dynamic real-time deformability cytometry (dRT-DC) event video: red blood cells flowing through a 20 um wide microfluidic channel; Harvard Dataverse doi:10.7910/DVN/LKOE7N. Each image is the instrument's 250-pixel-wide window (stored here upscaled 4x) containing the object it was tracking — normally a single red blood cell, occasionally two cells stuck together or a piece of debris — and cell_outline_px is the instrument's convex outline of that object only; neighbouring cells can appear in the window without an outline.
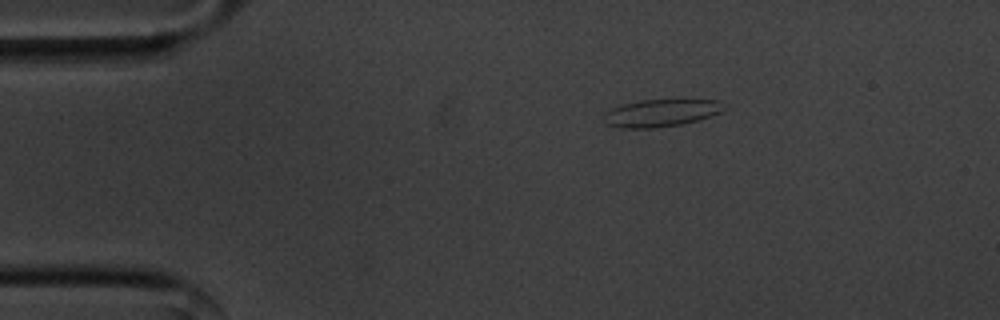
{"species": "common noctule bat (a hibernating species)", "species_latin": "Nyctalus noctula", "temperature_condition": "cold", "stored_images_in_passage": 47, "camera_frame_rate_fps": 3000, "um_per_image_px": 0.085, "animal": {"sex": "male", "body_mass_g": 20.1, "forearm_length_mm": 53.5}, "frame": {"image": 1, "passage_image": 1, "time_ms": 0.0, "image_size_px": [1000, 320], "cell_outline_px": [[728, 108], [712, 116], [700, 120], [680, 124], [656, 128], [620, 128], [604, 124], [604, 112], [612, 108], [624, 104], [640, 100], [716, 100]], "centroid_in_image_um": [56.17, 9.61], "position_along_channel_um": 28.8, "area_um2": 19.25}}
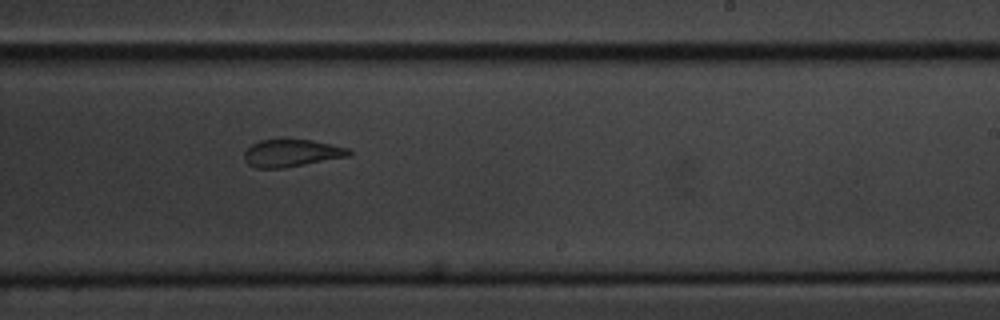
{"frame": {"image": 2, "passage_image": 25, "time_ms": 8.0, "image_size_px": [1000, 320], "cell_outline_px": [[352, 152], [348, 156], [284, 168], [256, 168], [248, 164], [244, 160], [244, 152], [252, 144], [260, 140], [284, 136], [312, 140], [348, 148]], "centroid_in_image_um": [24.73, 12.97], "position_along_channel_um": 264.3, "area_um2": 17.22}}
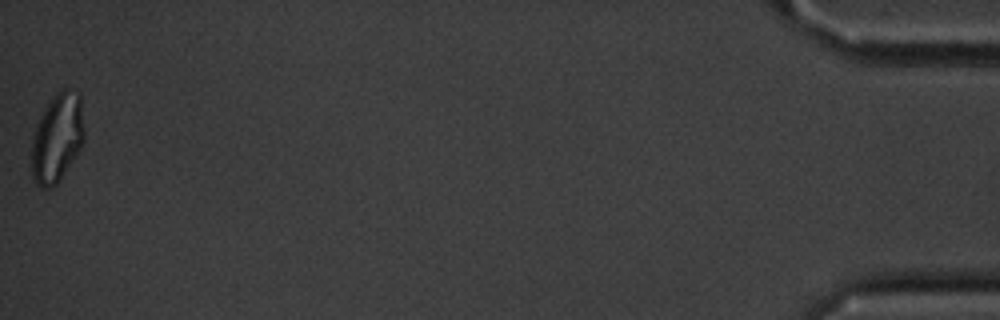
{"frame": {"image": 3, "passage_image": 47, "time_ms": 15.333, "image_size_px": [1000, 320], "cell_outline_px": [[84, 140], [80, 148], [60, 180], [52, 188], [40, 188], [32, 180], [28, 156], [32, 136], [36, 124], [44, 108], [52, 96], [56, 92], [64, 88], [68, 88], [80, 92], [84, 128]], "centroid_in_image_um": [4.8, 11.74], "position_along_channel_um": 430.4, "area_um2": 28.26}, "authors_computed_cell_mechanics": {"area_um2": 18.6694, "velocity_mm_per_s": 3.5767, "shape_relaxation_time_tau1_ms": 8.027, "shape_relaxation_time_tau2_ms": 2.1844, "deformation_change_tau1": 0.1845, "deformation_change_tau2": 0.0979}}